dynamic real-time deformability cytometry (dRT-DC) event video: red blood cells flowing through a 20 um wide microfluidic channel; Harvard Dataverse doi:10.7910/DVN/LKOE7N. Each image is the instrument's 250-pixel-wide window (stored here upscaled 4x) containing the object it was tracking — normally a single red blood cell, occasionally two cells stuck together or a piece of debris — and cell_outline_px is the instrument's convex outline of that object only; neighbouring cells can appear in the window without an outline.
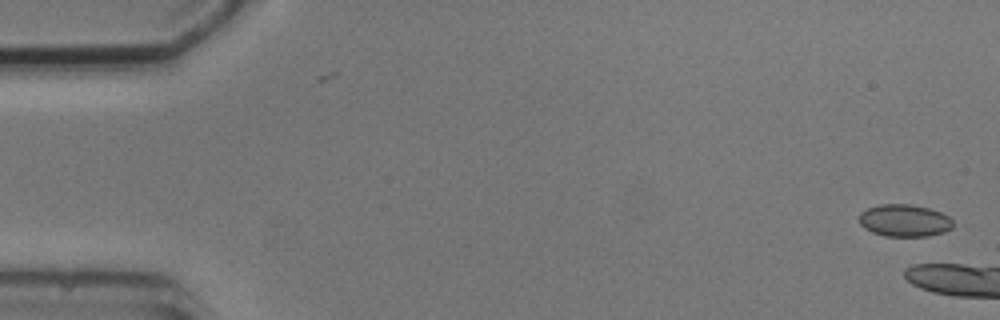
{"species": "common noctule bat (a hibernating species)", "species_latin": "Nyctalus noctula", "temperature_condition": "cold", "stored_images_in_passage": 5, "camera_frame_rate_fps": 3000, "um_per_image_px": 0.085, "animal": {"sex": "male", "body_mass_g": 20.5, "forearm_length_mm": 52.5}, "frame": {"image": 1, "passage_image": 1, "time_ms": 0.0, "image_size_px": [1000, 320], "cell_outline_px": [[952, 228], [944, 232], [928, 236], [884, 236], [872, 232], [864, 228], [860, 224], [860, 212], [868, 208], [880, 204], [912, 204], [928, 208], [940, 212], [948, 216], [952, 220]], "centroid_in_image_um": [76.87, 18.74], "position_along_channel_um": 8.1, "area_um2": 17.63}}